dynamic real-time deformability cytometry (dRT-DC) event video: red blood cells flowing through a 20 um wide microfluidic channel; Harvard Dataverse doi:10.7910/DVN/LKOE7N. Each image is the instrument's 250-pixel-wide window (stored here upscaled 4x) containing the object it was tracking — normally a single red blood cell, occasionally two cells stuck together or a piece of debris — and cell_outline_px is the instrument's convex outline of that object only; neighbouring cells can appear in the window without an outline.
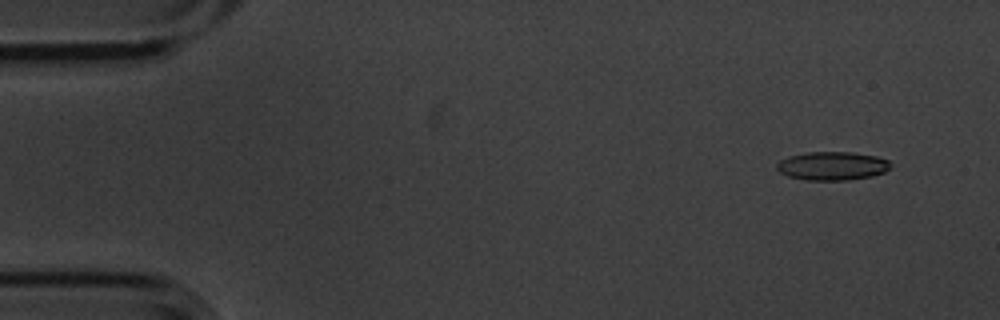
{"species": "common noctule bat (a hibernating species)", "species_latin": "Nyctalus noctula", "temperature_condition": "cold", "stored_images_in_passage": 8, "camera_frame_rate_fps": 3000, "um_per_image_px": 0.085, "animal": {"sex": "male", "body_mass_g": 20.1, "forearm_length_mm": 53.5}, "frame": {"image": 1, "passage_image": 1, "time_ms": 0.0, "image_size_px": [1000, 320], "cell_outline_px": [[888, 168], [884, 172], [872, 176], [848, 180], [804, 180], [788, 176], [780, 172], [776, 168], [776, 164], [780, 160], [788, 156], [808, 152], [852, 152], [876, 156], [888, 160]], "centroid_in_image_um": [70.7, 14.1], "position_along_channel_um": 14.3, "area_um2": 18.84}}
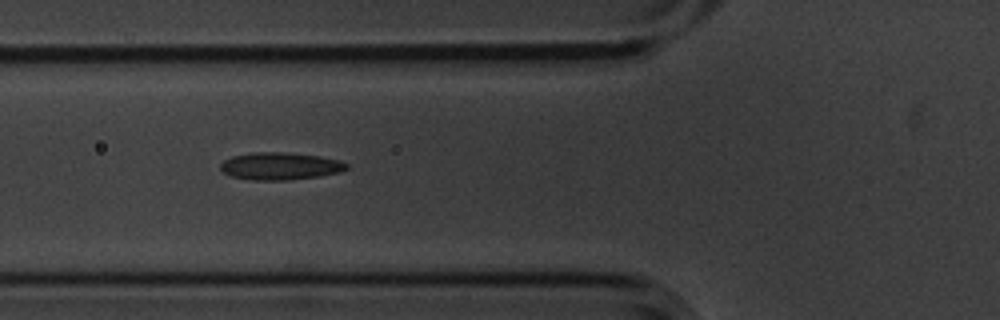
{"frame": {"image": 2, "passage_image": 5, "time_ms": 1.333, "image_size_px": [1000, 320], "cell_outline_px": [[348, 168], [340, 172], [320, 176], [288, 180], [252, 180], [232, 176], [224, 172], [220, 168], [220, 164], [224, 160], [232, 156], [252, 152], [280, 152], [320, 156], [340, 160], [348, 164]], "centroid_in_image_um": [23.82, 14.12], "position_along_channel_um": 102.0, "area_um2": 20.11}}
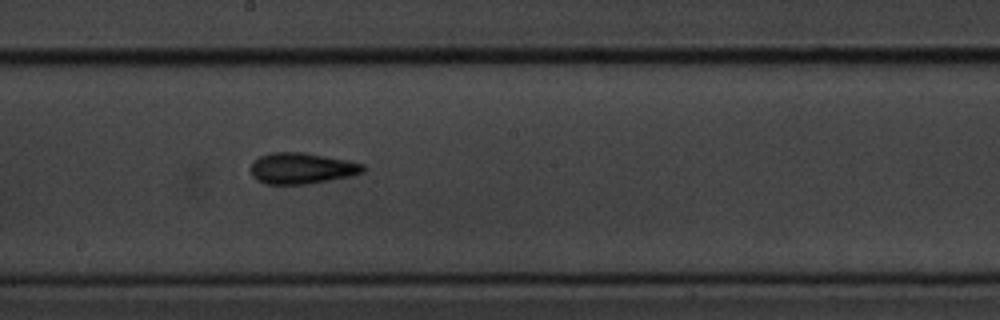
{"frame": {"image": 3, "passage_image": 8, "time_ms": 2.333, "image_size_px": [1000, 320], "cell_outline_px": [[364, 172], [348, 176], [308, 184], [264, 184], [256, 180], [252, 176], [252, 160], [260, 156], [272, 152], [304, 152], [364, 164]], "centroid_in_image_um": [25.59, 14.31], "position_along_channel_um": 222.6, "area_um2": 20.17}}